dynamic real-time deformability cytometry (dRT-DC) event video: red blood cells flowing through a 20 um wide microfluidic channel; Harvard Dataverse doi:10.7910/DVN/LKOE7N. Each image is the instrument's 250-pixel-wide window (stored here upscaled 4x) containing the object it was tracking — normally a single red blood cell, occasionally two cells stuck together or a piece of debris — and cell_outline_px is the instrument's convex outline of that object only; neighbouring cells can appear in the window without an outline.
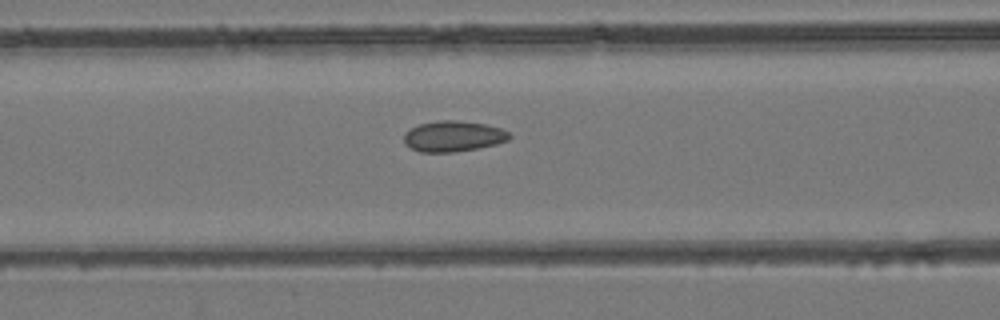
{"species": "common noctule bat (a hibernating species)", "species_latin": "Nyctalus noctula", "temperature_condition": "room temperature", "stored_images_in_passage": 40, "camera_frame_rate_fps": 3000, "um_per_image_px": 0.085, "animal": {"sex": "female", "body_mass_g": 24.6, "forearm_length_mm": 56.2}, "frame": {"image": 1, "passage_image": 11, "time_ms": 3.333, "image_size_px": [1000, 320], "cell_outline_px": [[512, 136], [508, 140], [496, 144], [476, 148], [452, 152], [420, 152], [404, 144], [404, 132], [420, 124], [440, 120], [456, 120], [484, 124], [500, 128], [508, 132]], "centroid_in_image_um": [38.51, 11.58], "position_along_channel_um": 128.1, "area_um2": 18.73}}
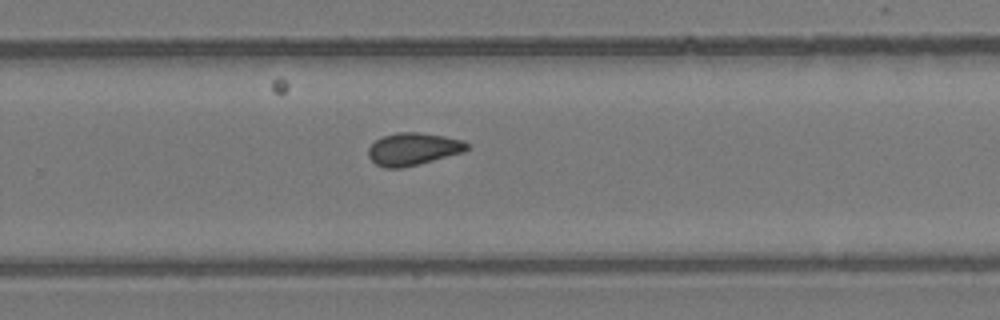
{"frame": {"image": 2, "passage_image": 23, "time_ms": 7.333, "image_size_px": [1000, 320], "cell_outline_px": [[468, 148], [464, 152], [400, 168], [384, 168], [376, 164], [368, 156], [368, 148], [376, 140], [384, 136], [396, 132], [420, 132], [444, 136], [464, 140], [468, 144]], "centroid_in_image_um": [35.11, 12.65], "position_along_channel_um": 294.7, "area_um2": 18.5}}
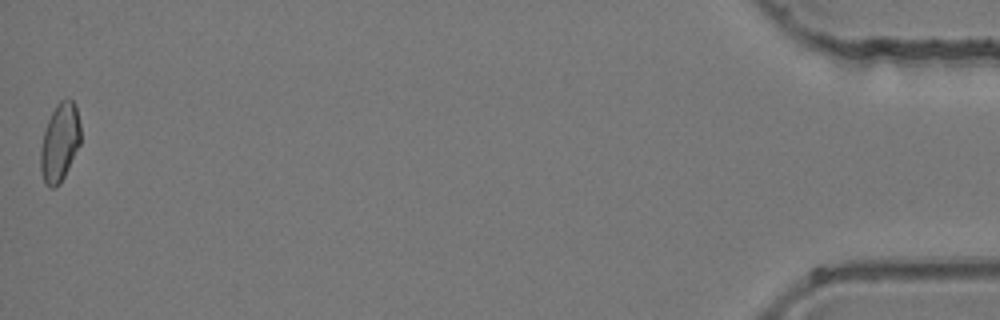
{"frame": {"image": 3, "passage_image": 40, "time_ms": 13.0, "image_size_px": [1000, 320], "cell_outline_px": [[80, 144], [60, 184], [52, 188], [48, 188], [44, 184], [40, 168], [40, 148], [44, 132], [48, 120], [56, 104], [60, 100], [68, 96], [76, 104], [80, 124]], "centroid_in_image_um": [5.07, 12.08], "position_along_channel_um": 430.1, "area_um2": 18.5}}